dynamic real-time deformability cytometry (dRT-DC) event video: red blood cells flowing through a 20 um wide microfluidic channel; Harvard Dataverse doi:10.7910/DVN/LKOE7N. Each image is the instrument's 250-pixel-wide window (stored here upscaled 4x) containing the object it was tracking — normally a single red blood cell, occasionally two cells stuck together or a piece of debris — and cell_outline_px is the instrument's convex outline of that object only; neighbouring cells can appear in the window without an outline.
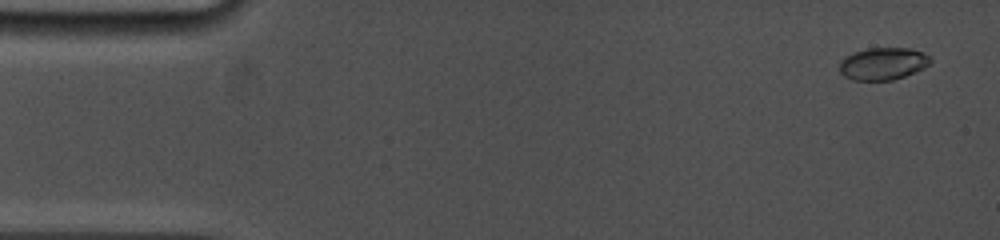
{"species": "common noctule bat (a hibernating species)", "species_latin": "Nyctalus noctula", "temperature_condition": "cold", "stored_images_in_passage": 6, "camera_frame_rate_fps": 5000, "um_per_image_px": 0.085, "animal": {"sex": "female", "body_mass_g": 19.0, "forearm_length_mm": 53.3}, "frame": {"image": 1, "passage_image": 1, "time_ms": 0.0, "image_size_px": [1000, 240], "cell_outline_px": [[932, 60], [924, 68], [904, 76], [892, 80], [852, 80], [844, 76], [840, 72], [840, 60], [844, 56], [868, 48], [908, 48], [924, 52]], "centroid_in_image_um": [75.04, 5.41], "position_along_channel_um": 10.0, "area_um2": 17.05}}
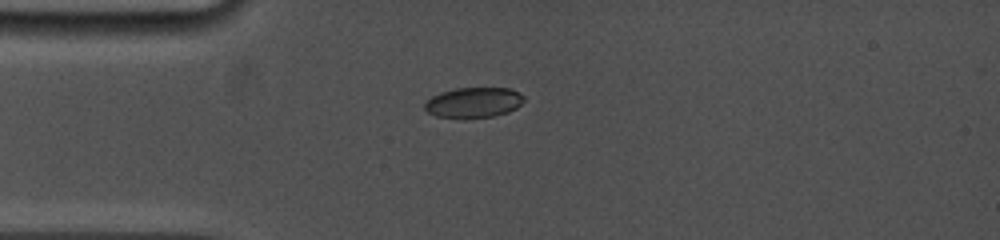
{"frame": {"image": 2, "passage_image": 4, "time_ms": 3.6, "image_size_px": [1000, 240], "cell_outline_px": [[524, 100], [516, 108], [508, 112], [492, 116], [436, 116], [428, 112], [424, 108], [424, 104], [432, 96], [440, 92], [456, 88], [508, 88], [520, 92], [524, 96]], "centroid_in_image_um": [40.28, 8.67], "position_along_channel_um": 44.7, "area_um2": 17.05}}
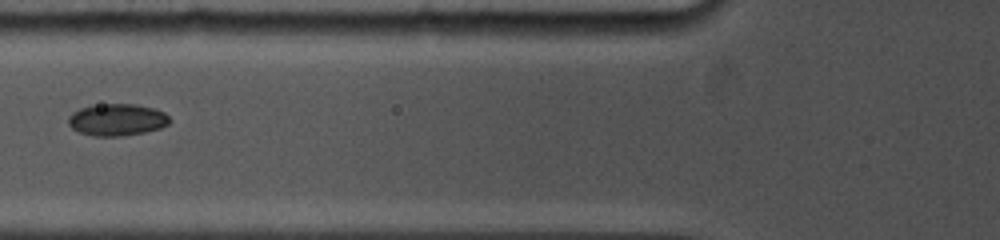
{"frame": {"image": 3, "passage_image": 6, "time_ms": 5.8, "image_size_px": [1000, 240], "cell_outline_px": [[172, 120], [168, 124], [160, 128], [144, 132], [124, 136], [92, 136], [80, 132], [72, 128], [68, 124], [68, 116], [72, 112], [80, 108], [92, 104], [136, 104], [152, 108], [164, 112]], "centroid_in_image_um": [9.93, 10.17], "position_along_channel_um": 115.9, "area_um2": 19.02}}